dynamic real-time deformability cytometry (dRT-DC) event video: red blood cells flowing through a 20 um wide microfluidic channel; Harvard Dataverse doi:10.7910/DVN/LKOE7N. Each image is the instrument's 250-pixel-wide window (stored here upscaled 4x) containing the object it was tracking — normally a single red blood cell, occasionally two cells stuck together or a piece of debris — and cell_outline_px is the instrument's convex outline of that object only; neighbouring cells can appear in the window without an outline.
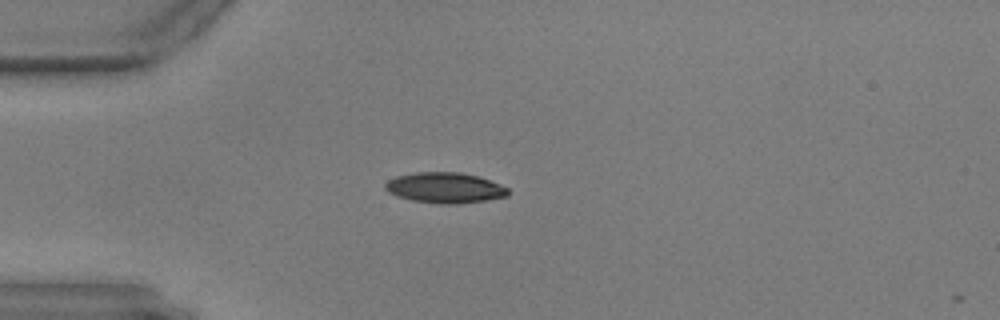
{"species": "common noctule bat (a hibernating species)", "species_latin": "Nyctalus noctula", "temperature_condition": "warm", "stored_images_in_passage": 3, "camera_frame_rate_fps": 3000, "um_per_image_px": 0.085, "animal": {"sex": "male", "body_mass_g": 17.9, "forearm_length_mm": 54.2}, "frame": {"image": 1, "passage_image": 1, "time_ms": 0.0, "image_size_px": [1000, 320], "cell_outline_px": [[508, 196], [460, 204], [440, 204], [412, 200], [396, 196], [388, 192], [384, 188], [384, 184], [388, 180], [396, 176], [416, 172], [460, 172], [480, 176], [508, 188]], "centroid_in_image_um": [37.79, 15.96], "position_along_channel_um": 47.2, "area_um2": 21.96}}